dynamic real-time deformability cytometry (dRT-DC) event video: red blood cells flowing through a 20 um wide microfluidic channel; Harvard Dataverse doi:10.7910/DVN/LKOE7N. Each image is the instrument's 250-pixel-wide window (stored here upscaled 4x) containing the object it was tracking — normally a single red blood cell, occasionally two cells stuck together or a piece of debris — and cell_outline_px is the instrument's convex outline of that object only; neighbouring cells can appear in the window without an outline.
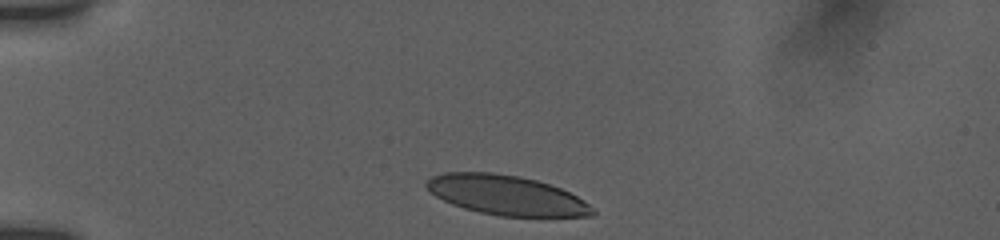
{"species": "human", "species_latin": "Homo sapiens", "temperature_condition": "room temperature", "stored_images_in_passage": 9, "camera_frame_rate_fps": 3000, "um_per_image_px": 0.085, "donor": {"sex": "female"}, "frame": {"image": 1, "passage_image": 1, "time_ms": 0.0, "image_size_px": [1000, 240], "cell_outline_px": [[596, 212], [592, 216], [500, 216], [480, 212], [464, 208], [452, 204], [436, 196], [424, 184], [432, 176], [444, 172], [492, 172], [520, 176], [536, 180], [560, 188], [584, 200]], "centroid_in_image_um": [43.03, 16.58], "position_along_channel_um": 42.0, "area_um2": 38.09}}
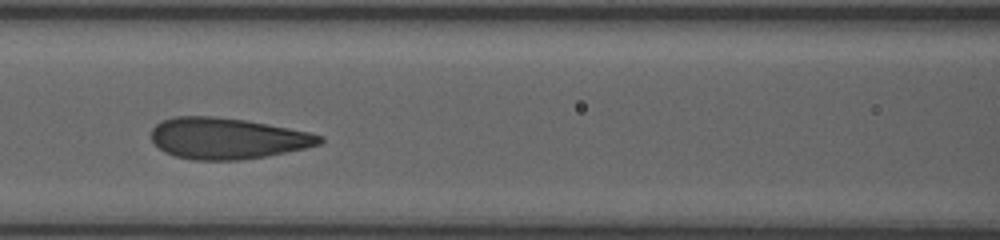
{"frame": {"image": 2, "passage_image": 6, "time_ms": 4.0, "image_size_px": [1000, 240], "cell_outline_px": [[324, 140], [320, 144], [304, 148], [268, 156], [240, 160], [192, 160], [176, 156], [164, 152], [152, 140], [152, 128], [156, 124], [164, 120], [176, 116], [212, 116], [244, 120], [268, 124], [308, 132], [324, 136]], "centroid_in_image_um": [19.32, 11.77], "position_along_channel_um": 147.3, "area_um2": 40.23}}
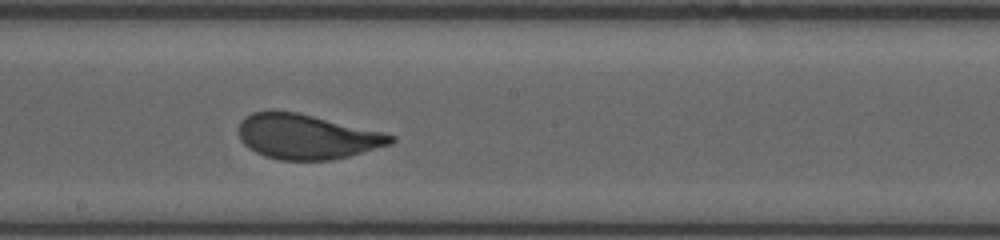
{"frame": {"image": 3, "passage_image": 8, "time_ms": 6.0, "image_size_px": [1000, 240], "cell_outline_px": [[396, 140], [392, 144], [348, 156], [332, 160], [280, 160], [264, 156], [248, 148], [240, 140], [240, 120], [244, 116], [252, 112], [296, 112], [384, 132], [396, 136]], "centroid_in_image_um": [26.09, 11.63], "position_along_channel_um": 222.1, "area_um2": 39.54}}